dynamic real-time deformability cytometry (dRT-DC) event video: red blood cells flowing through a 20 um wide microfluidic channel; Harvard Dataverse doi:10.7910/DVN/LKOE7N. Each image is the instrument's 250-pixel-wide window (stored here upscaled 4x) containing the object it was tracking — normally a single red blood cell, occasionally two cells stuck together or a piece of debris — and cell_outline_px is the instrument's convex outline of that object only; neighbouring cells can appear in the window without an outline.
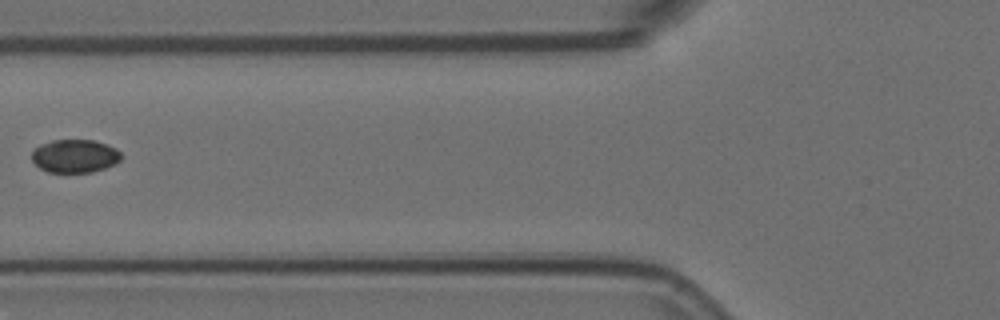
{"species": "Egyptian fruit bat (a non-hibernating species)", "species_latin": "Rousettus aegyptiacus", "temperature_condition": "room temperature", "stored_images_in_passage": 6, "segment_of_instrument_passage": [2, 2], "camera_frame_rate_fps": 3000, "um_per_image_px": 0.085, "animal": {"sex": "female"}, "frame": {"image": 1, "passage_image": 5, "time_ms": 1.333, "image_size_px": [1000, 320], "cell_outline_px": [[124, 156], [120, 160], [104, 168], [92, 172], [48, 172], [40, 168], [32, 160], [32, 152], [40, 144], [52, 140], [92, 140], [116, 148]], "centroid_in_image_um": [6.36, 13.26], "position_along_channel_um": 119.4, "area_um2": 17.17}}
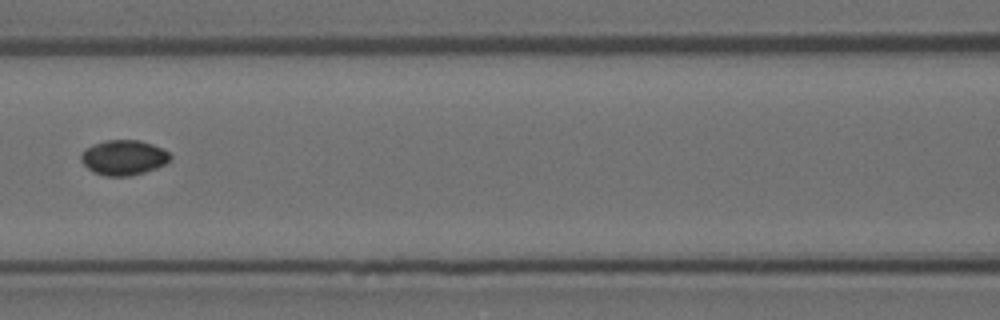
{"frame": {"image": 2, "passage_image": 6, "time_ms": 1.667, "image_size_px": [1000, 320], "cell_outline_px": [[172, 160], [156, 168], [144, 172], [128, 176], [104, 176], [92, 172], [80, 160], [80, 156], [92, 144], [104, 140], [140, 140], [152, 144], [168, 152], [172, 156]], "centroid_in_image_um": [10.51, 13.39], "position_along_channel_um": 156.1, "area_um2": 18.21}}